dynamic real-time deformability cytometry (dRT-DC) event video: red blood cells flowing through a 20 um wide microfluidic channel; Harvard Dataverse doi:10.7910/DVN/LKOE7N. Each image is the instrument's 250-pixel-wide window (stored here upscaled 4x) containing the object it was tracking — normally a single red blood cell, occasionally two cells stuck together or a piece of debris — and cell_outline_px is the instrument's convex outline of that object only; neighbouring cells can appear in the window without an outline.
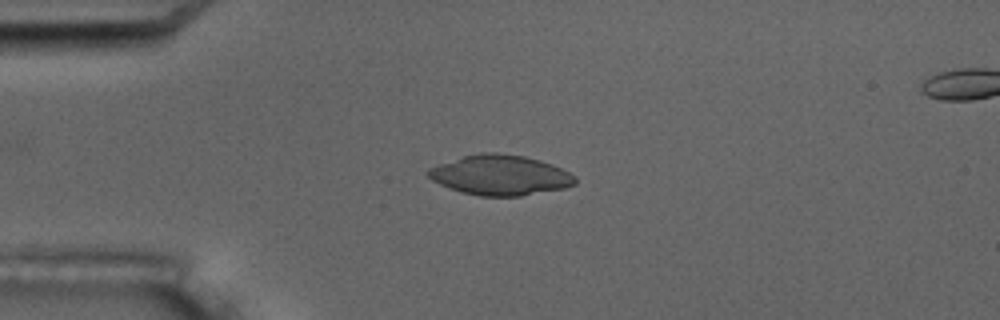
{"species": "common noctule bat (a hibernating species)", "species_latin": "Nyctalus noctula", "temperature_condition": "room temperature", "stored_images_in_passage": 7, "camera_frame_rate_fps": 3000, "um_per_image_px": 0.085, "animal": {"sex": "male", "body_mass_g": 17.5, "forearm_length_mm": 52.3}, "frame": {"image": 1, "passage_image": 1, "time_ms": 0.0, "image_size_px": [1000, 320], "cell_outline_px": [[576, 184], [564, 188], [520, 196], [480, 196], [460, 192], [440, 184], [432, 180], [424, 172], [428, 168], [464, 156], [480, 152], [496, 152], [524, 156], [540, 160], [552, 164], [576, 176]], "centroid_in_image_um": [42.51, 14.89], "position_along_channel_um": 42.5, "area_um2": 34.33}}